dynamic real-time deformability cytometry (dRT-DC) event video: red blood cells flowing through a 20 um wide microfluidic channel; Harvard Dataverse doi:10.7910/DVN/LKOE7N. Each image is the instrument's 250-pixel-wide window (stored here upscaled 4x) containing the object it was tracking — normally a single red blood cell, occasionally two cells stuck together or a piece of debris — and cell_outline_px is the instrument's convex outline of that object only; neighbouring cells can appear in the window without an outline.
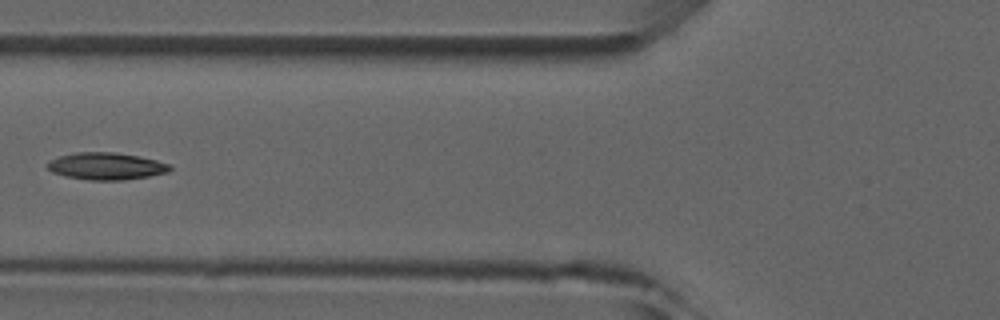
{"species": "common noctule bat (a hibernating species)", "species_latin": "Nyctalus noctula", "temperature_condition": "room temperature", "stored_images_in_passage": 5, "camera_frame_rate_fps": 3000, "um_per_image_px": 0.085, "animal": {"sex": "male", "forearm_length_mm": 52.5}, "frame": {"image": 1, "passage_image": 4, "time_ms": 3.667, "image_size_px": [1000, 320], "cell_outline_px": [[172, 168], [168, 172], [148, 176], [120, 180], [88, 180], [68, 176], [52, 172], [44, 164], [60, 156], [76, 152], [116, 152], [156, 160], [172, 164]], "centroid_in_image_um": [9.04, 14.12], "position_along_channel_um": 116.8, "area_um2": 19.19}}
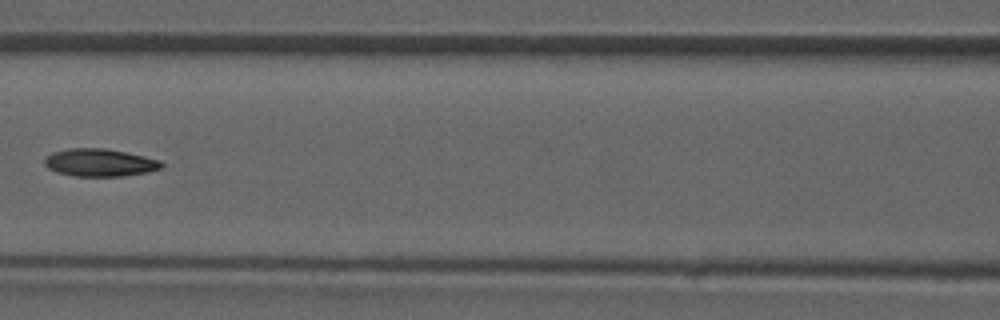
{"frame": {"image": 2, "passage_image": 5, "time_ms": 4.667, "image_size_px": [1000, 320], "cell_outline_px": [[164, 164], [160, 168], [148, 172], [120, 176], [72, 176], [56, 172], [48, 168], [44, 164], [44, 160], [52, 152], [68, 148], [104, 148], [144, 156], [160, 160]], "centroid_in_image_um": [8.45, 13.82], "position_along_channel_um": 158.1, "area_um2": 18.79}}